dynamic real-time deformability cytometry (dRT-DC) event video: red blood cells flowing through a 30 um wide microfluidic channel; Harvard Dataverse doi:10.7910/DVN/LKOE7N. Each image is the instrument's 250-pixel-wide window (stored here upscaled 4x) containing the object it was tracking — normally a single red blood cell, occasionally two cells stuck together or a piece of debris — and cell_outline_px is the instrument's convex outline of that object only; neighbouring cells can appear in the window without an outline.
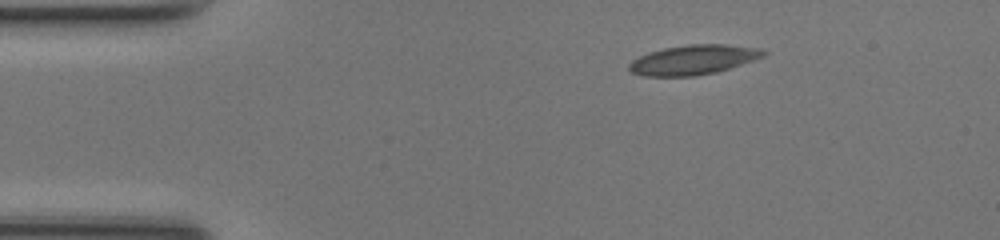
{"species": "common noctule bat (a hibernating species)", "species_latin": "Nyctalus noctula", "temperature_condition": "room temperature", "stored_images_in_passage": 42, "camera_frame_rate_fps": 3000, "um_per_image_px": 0.085, "animal": {"sex": "female", "body_mass_g": 17.0, "forearm_length_mm": 48.0}, "frame": {"image": 1, "passage_image": 1, "time_ms": 0.0, "image_size_px": [1000, 240], "cell_outline_px": [[768, 52], [764, 56], [716, 72], [696, 76], [644, 76], [632, 72], [628, 68], [628, 64], [632, 60], [648, 52], [664, 48], [688, 44], [724, 44], [760, 48]], "centroid_in_image_um": [58.91, 5.08], "position_along_channel_um": 26.1, "area_um2": 23.12}}
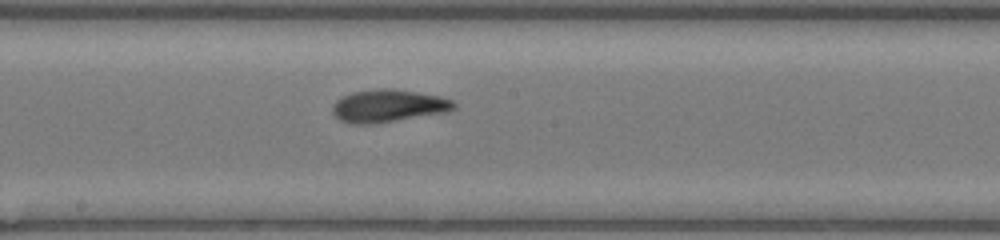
{"frame": {"image": 2, "passage_image": 19, "time_ms": 6.0, "image_size_px": [1000, 240], "cell_outline_px": [[456, 108], [448, 112], [372, 124], [352, 124], [340, 120], [332, 112], [332, 108], [336, 100], [352, 92], [380, 88], [388, 88], [416, 92], [440, 96], [452, 100], [456, 104]], "centroid_in_image_um": [33.01, 9.0], "position_along_channel_um": 215.2, "area_um2": 23.0}}
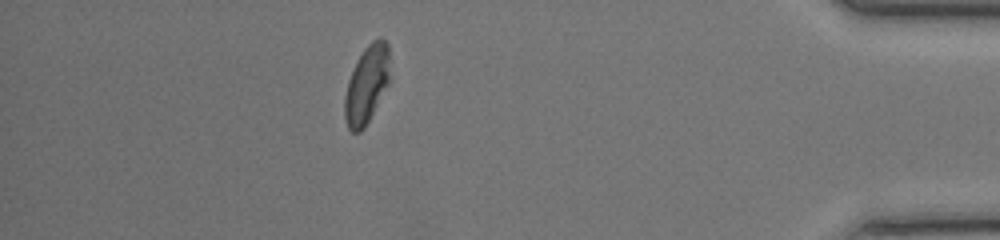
{"frame": {"image": 3, "passage_image": 36, "time_ms": 11.667, "image_size_px": [1000, 240], "cell_outline_px": [[392, 80], [364, 128], [360, 132], [352, 132], [348, 128], [344, 120], [344, 96], [348, 80], [356, 60], [364, 48], [372, 40], [380, 36], [388, 44]], "centroid_in_image_um": [31.2, 7.16], "position_along_channel_um": 404.0, "area_um2": 21.21}, "authors_computed_cell_mechanics": {"area_um2": 21.9351, "velocity_mm_per_s": 4.2305, "shape_relaxation_time_tau1_ms": 4.0673, "shape_relaxation_time_tau2_ms": 2.6816, "deformation_change_tau1": 0.1925, "deformation_change_tau2": 0.1109}}